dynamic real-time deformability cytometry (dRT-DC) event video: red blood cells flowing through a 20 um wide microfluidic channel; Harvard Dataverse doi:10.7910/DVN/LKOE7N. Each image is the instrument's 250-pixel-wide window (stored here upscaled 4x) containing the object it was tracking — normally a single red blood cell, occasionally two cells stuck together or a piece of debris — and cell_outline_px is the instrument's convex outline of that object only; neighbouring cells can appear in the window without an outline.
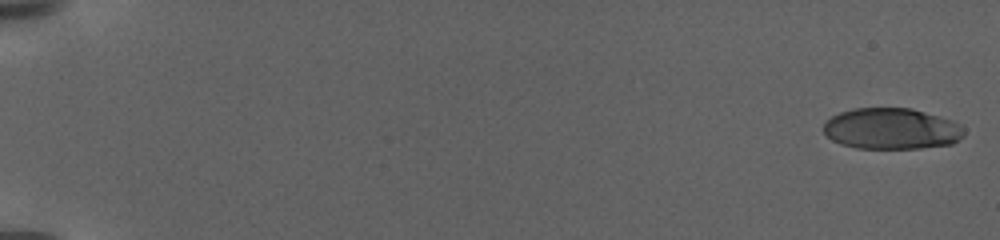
{"species": "human", "species_latin": "Homo sapiens", "temperature_condition": "warm", "stored_images_in_passage": 48, "camera_frame_rate_fps": 3000, "um_per_image_px": 0.085, "donor": {"sex": "female"}, "frame": {"image": 1, "passage_image": 1, "time_ms": 0.0, "image_size_px": [1000, 240], "cell_outline_px": [[964, 136], [952, 144], [920, 148], [856, 148], [840, 144], [832, 140], [824, 132], [824, 124], [832, 116], [840, 112], [856, 108], [912, 108], [952, 120], [960, 124], [964, 128]], "centroid_in_image_um": [75.8, 10.94], "position_along_channel_um": 9.2, "area_um2": 33.7}}
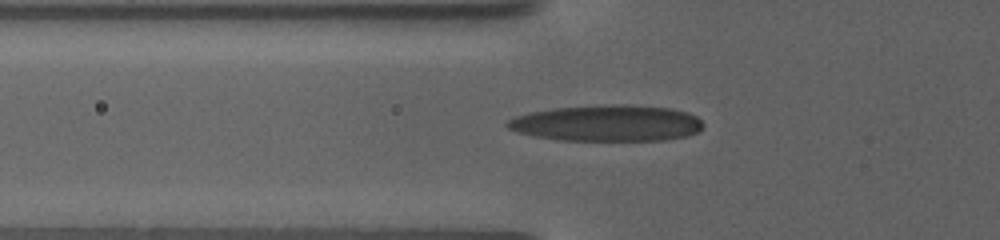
{"frame": {"image": 2, "passage_image": 17, "time_ms": 9.0, "image_size_px": [1000, 240], "cell_outline_px": [[704, 124], [696, 132], [684, 136], [664, 140], [556, 140], [532, 136], [516, 132], [508, 128], [504, 124], [508, 120], [516, 116], [528, 112], [552, 108], [608, 104], [628, 104], [672, 108], [688, 112], [696, 116]], "centroid_in_image_um": [51.55, 10.46], "position_along_channel_um": 74.3, "area_um2": 41.62}}
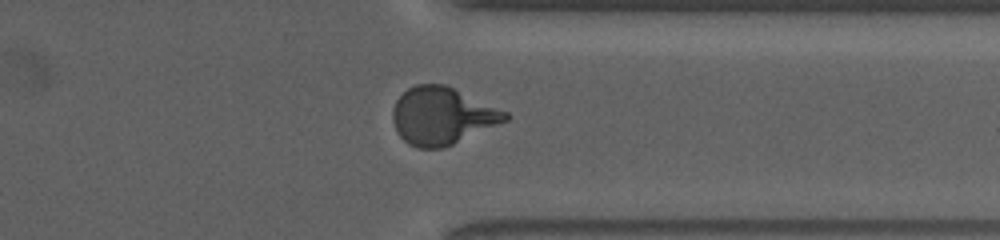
{"frame": {"image": 3, "passage_image": 43, "time_ms": 19.333, "image_size_px": [1000, 240], "cell_outline_px": [[508, 120], [444, 148], [416, 148], [408, 144], [396, 132], [392, 120], [392, 108], [396, 100], [408, 88], [416, 84], [444, 84], [508, 112]], "centroid_in_image_um": [37.54, 9.86], "position_along_channel_um": 373.9, "area_um2": 37.51}, "authors_computed_cell_mechanics": {"area_um2": 37.5122, "velocity_mm_per_s": 2.9089, "shape_relaxation_time_tau1_ms": 6.8647, "shape_relaxation_time_tau2_ms": null, "deformation_change_tau1": 0.2757, "deformation_change_tau2": null}}